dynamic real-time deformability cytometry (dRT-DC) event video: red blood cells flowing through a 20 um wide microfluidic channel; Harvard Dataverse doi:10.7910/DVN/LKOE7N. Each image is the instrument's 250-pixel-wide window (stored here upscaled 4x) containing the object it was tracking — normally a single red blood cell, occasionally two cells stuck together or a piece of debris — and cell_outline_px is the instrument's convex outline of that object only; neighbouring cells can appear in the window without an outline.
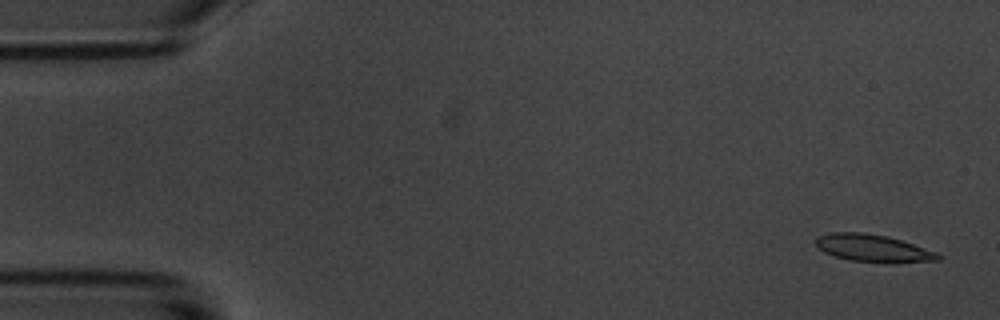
{"species": "common noctule bat (a hibernating species)", "species_latin": "Nyctalus noctula", "temperature_condition": "room temperature", "stored_images_in_passage": 4, "camera_frame_rate_fps": 3000, "um_per_image_px": 0.085, "animal": {"sex": "male", "body_mass_g": 20.1, "forearm_length_mm": 53.5}, "frame": {"image": 1, "passage_image": 1, "time_ms": 0.0, "image_size_px": [1000, 320], "cell_outline_px": [[940, 260], [892, 264], [852, 260], [836, 256], [824, 252], [816, 244], [816, 236], [832, 232], [860, 232], [884, 236], [900, 240], [936, 252], [940, 256]], "centroid_in_image_um": [74.22, 21.11], "position_along_channel_um": 10.8, "area_um2": 19.36}}